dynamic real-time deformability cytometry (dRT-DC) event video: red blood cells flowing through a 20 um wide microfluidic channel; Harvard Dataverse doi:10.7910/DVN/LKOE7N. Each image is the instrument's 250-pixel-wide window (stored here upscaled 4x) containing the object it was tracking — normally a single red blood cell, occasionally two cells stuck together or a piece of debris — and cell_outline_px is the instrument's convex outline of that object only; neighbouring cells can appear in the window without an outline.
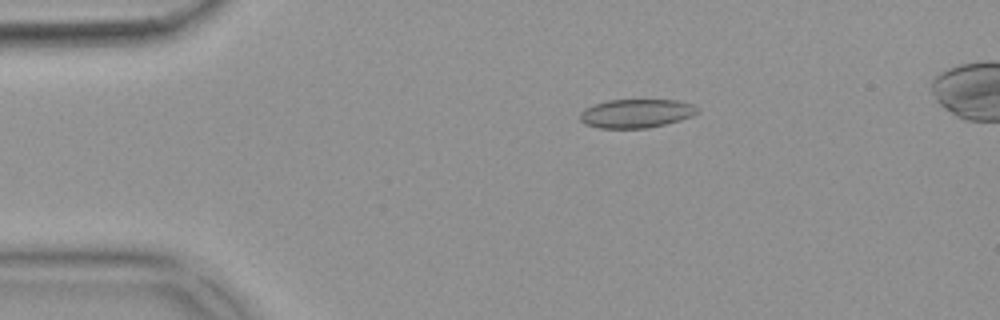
{"species": "common noctule bat (a hibernating species)", "species_latin": "Nyctalus noctula", "temperature_condition": "warm", "stored_images_in_passage": 53, "camera_frame_rate_fps": 3000, "um_per_image_px": 0.085, "animal": {"sex": "female", "body_mass_g": 18.4}, "frame": {"image": 1, "passage_image": 10, "time_ms": 3.0, "image_size_px": [1000, 320], "cell_outline_px": [[700, 112], [692, 116], [680, 120], [648, 128], [600, 128], [584, 124], [580, 120], [580, 112], [584, 108], [608, 100], [676, 100], [692, 104], [700, 108]], "centroid_in_image_um": [54.09, 9.64], "position_along_channel_um": 30.9, "area_um2": 19.71}}
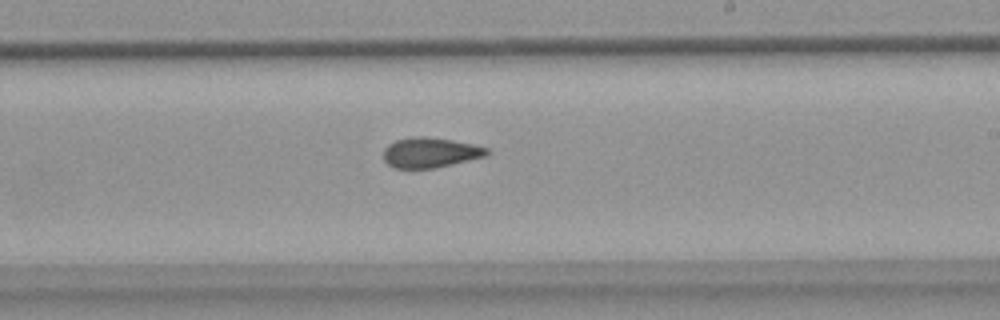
{"frame": {"image": 2, "passage_image": 31, "time_ms": 10.0, "image_size_px": [1000, 320], "cell_outline_px": [[492, 152], [484, 156], [432, 168], [396, 168], [388, 164], [384, 160], [384, 148], [388, 144], [396, 140], [412, 136], [424, 136], [452, 140], [472, 144], [488, 148]], "centroid_in_image_um": [36.54, 12.95], "position_along_channel_um": 252.5, "area_um2": 17.92}}
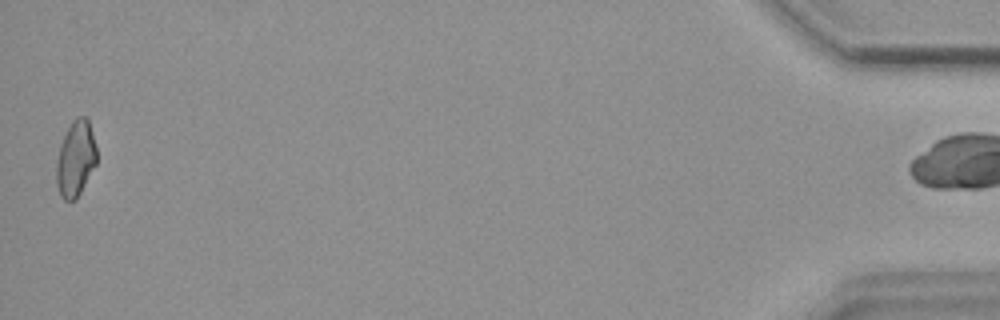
{"frame": {"image": 3, "passage_image": 52, "time_ms": 17.0, "image_size_px": [1000, 320], "cell_outline_px": [[96, 164], [76, 200], [64, 200], [60, 196], [56, 184], [56, 160], [60, 144], [72, 120], [76, 116], [84, 116], [88, 120], [96, 144]], "centroid_in_image_um": [6.41, 13.49], "position_along_channel_um": 428.8, "area_um2": 17.86}, "authors_computed_cell_mechanics": {"area_um2": 18.7272, "velocity_mm_per_s": 3.856, "shape_relaxation_time_tau1_ms": null, "shape_relaxation_time_tau2_ms": 2.3837, "deformation_change_tau1": null, "deformation_change_tau2": 0.0855}}